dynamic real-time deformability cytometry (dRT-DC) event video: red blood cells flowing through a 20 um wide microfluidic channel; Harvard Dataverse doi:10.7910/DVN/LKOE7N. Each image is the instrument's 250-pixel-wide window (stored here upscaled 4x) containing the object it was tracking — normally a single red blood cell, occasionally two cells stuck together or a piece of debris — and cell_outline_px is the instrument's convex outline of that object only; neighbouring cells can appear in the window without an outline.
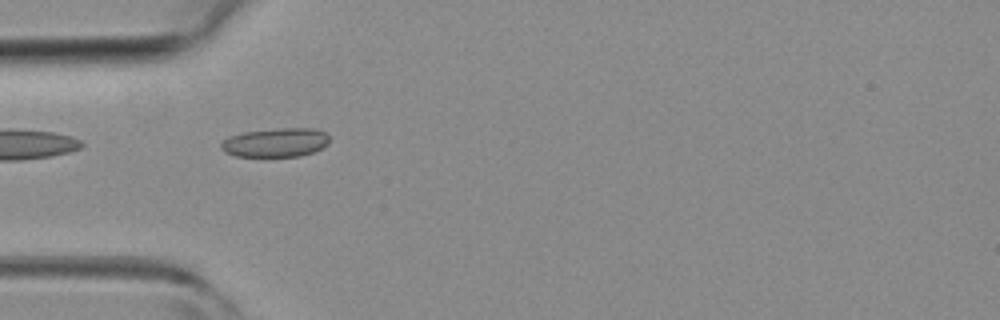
{"species": "common noctule bat (a hibernating species)", "species_latin": "Nyctalus noctula", "temperature_condition": "room temperature", "stored_images_in_passage": 5, "camera_frame_rate_fps": 3000, "um_per_image_px": 0.085, "animal": {"sex": "female", "body_mass_g": 19.3, "forearm_length_mm": 54.1}, "frame": {"image": 1, "passage_image": 4, "time_ms": 4.667, "image_size_px": [1000, 320], "cell_outline_px": [[328, 144], [324, 148], [300, 156], [236, 156], [224, 152], [220, 148], [220, 144], [228, 136], [244, 132], [276, 128], [316, 128], [328, 132]], "centroid_in_image_um": [23.45, 12.1], "position_along_channel_um": 61.5, "area_um2": 18.5}}
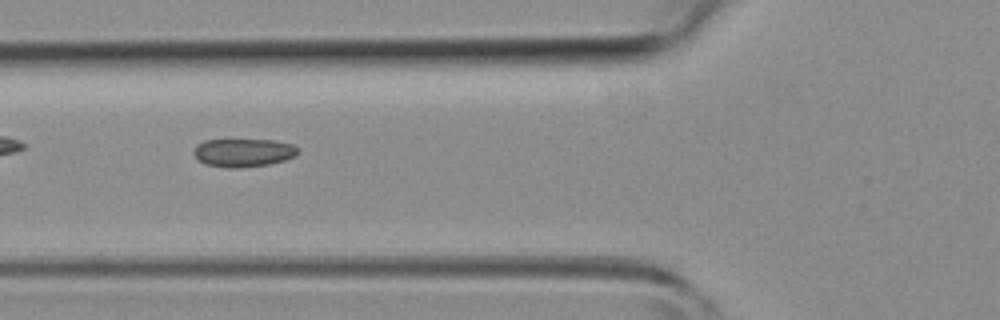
{"frame": {"image": 2, "passage_image": 5, "time_ms": 5.667, "image_size_px": [1000, 320], "cell_outline_px": [[300, 148], [296, 156], [284, 160], [268, 164], [236, 168], [228, 168], [204, 164], [192, 152], [196, 144], [204, 140], [272, 140], [292, 144]], "centroid_in_image_um": [20.68, 12.97], "position_along_channel_um": 105.1, "area_um2": 17.17}}